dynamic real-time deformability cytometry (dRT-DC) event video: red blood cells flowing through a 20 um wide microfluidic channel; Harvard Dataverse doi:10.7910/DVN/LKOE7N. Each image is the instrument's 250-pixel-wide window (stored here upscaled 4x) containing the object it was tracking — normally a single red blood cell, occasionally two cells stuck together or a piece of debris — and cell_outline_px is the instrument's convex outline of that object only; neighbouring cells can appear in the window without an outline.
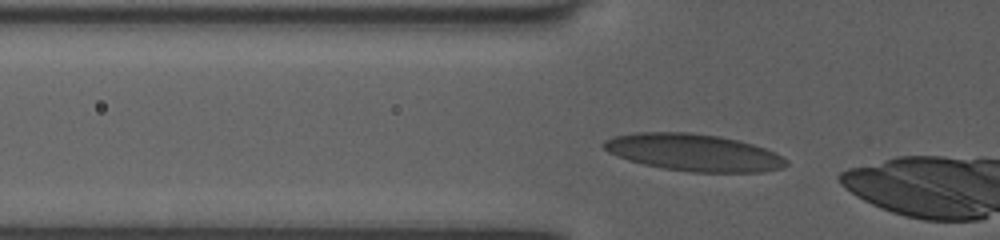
{"species": "human", "species_latin": "Homo sapiens", "temperature_condition": "room temperature", "stored_images_in_passage": 5, "camera_frame_rate_fps": 3000, "um_per_image_px": 0.085, "donor": {"sex": "female"}, "frame": {"image": 1, "passage_image": 2, "time_ms": 0.333, "image_size_px": [1000, 240], "cell_outline_px": [[788, 164], [784, 168], [764, 172], [688, 172], [664, 168], [644, 164], [628, 160], [616, 156], [608, 152], [600, 144], [604, 140], [612, 136], [636, 132], [688, 132], [720, 136], [752, 144], [776, 152], [788, 160]], "centroid_in_image_um": [58.95, 12.96], "position_along_channel_um": 66.9, "area_um2": 39.71}}